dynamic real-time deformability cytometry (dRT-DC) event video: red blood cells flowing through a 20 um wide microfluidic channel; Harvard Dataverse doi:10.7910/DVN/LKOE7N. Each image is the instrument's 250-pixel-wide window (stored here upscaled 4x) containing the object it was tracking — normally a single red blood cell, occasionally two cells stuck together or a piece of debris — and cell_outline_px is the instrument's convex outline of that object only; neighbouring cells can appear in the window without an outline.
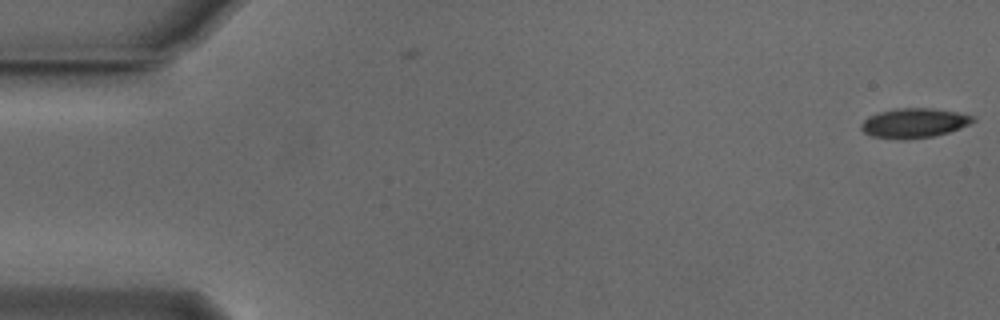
{"species": "Egyptian fruit bat (a non-hibernating species)", "species_latin": "Rousettus aegyptiacus", "temperature_condition": "cold", "stored_images_in_passage": 4, "camera_frame_rate_fps": 3000, "um_per_image_px": 0.085, "animal": {"sex": "male"}, "frame": {"image": 1, "passage_image": 1, "time_ms": 0.0, "image_size_px": [1000, 320], "cell_outline_px": [[976, 120], [960, 128], [948, 132], [932, 136], [904, 140], [900, 140], [872, 136], [864, 132], [860, 128], [860, 124], [868, 116], [880, 112], [896, 108], [932, 108], [956, 112], [972, 116]], "centroid_in_image_um": [77.65, 10.46], "position_along_channel_um": 7.3, "area_um2": 19.19}}